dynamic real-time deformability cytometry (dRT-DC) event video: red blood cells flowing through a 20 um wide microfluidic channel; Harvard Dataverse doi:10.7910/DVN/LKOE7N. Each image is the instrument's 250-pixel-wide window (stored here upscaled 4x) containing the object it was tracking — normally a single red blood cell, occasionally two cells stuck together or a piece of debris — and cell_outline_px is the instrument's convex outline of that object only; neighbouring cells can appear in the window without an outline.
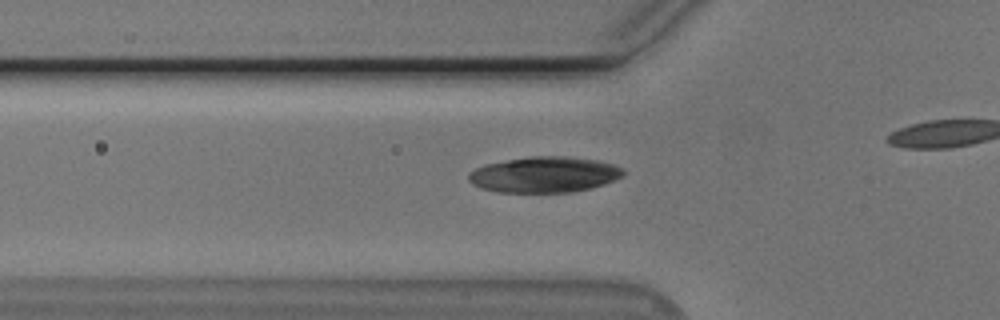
{"species": "Egyptian fruit bat (a non-hibernating species)", "species_latin": "Rousettus aegyptiacus", "temperature_condition": "cold", "stored_images_in_passage": 13, "camera_frame_rate_fps": 3000, "um_per_image_px": 0.085, "animal": {"sex": "male"}, "frame": {"image": 1, "passage_image": 7, "time_ms": 2.0, "image_size_px": [1000, 320], "cell_outline_px": [[624, 176], [604, 184], [592, 188], [572, 192], [500, 192], [480, 188], [472, 184], [468, 180], [468, 172], [484, 164], [528, 156], [564, 156], [596, 160], [612, 164], [620, 168], [624, 172]], "centroid_in_image_um": [46.23, 14.84], "position_along_channel_um": 79.6, "area_um2": 32.31}}